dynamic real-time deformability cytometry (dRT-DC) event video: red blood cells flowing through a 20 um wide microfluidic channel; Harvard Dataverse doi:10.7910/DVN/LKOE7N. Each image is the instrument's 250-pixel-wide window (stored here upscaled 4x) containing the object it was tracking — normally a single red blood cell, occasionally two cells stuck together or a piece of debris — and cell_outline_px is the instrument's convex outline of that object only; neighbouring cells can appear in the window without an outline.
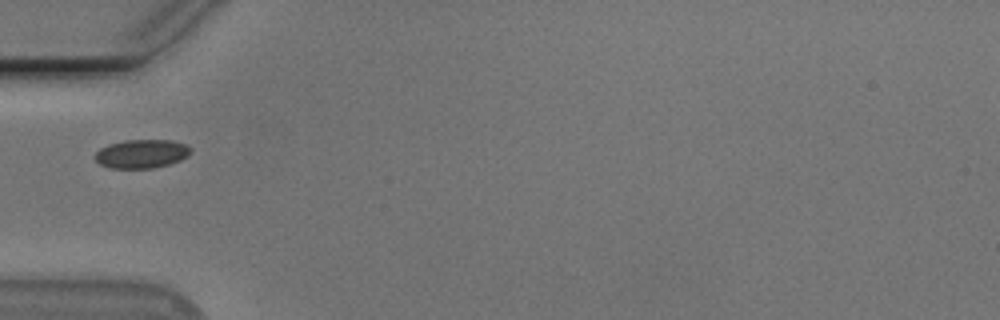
{"species": "Egyptian fruit bat (a non-hibernating species)", "species_latin": "Rousettus aegyptiacus", "temperature_condition": "cold", "stored_images_in_passage": 37, "camera_frame_rate_fps": 3000, "um_per_image_px": 0.085, "animal": {"sex": "male"}, "frame": {"image": 1, "passage_image": 1, "time_ms": 0.0, "image_size_px": [1000, 320], "cell_outline_px": [[192, 152], [188, 156], [180, 160], [168, 164], [152, 168], [108, 168], [100, 164], [92, 156], [100, 148], [108, 144], [124, 140], [172, 140], [184, 144], [192, 148]], "centroid_in_image_um": [12.02, 13.07], "position_along_channel_um": 73.0, "area_um2": 16.13}}
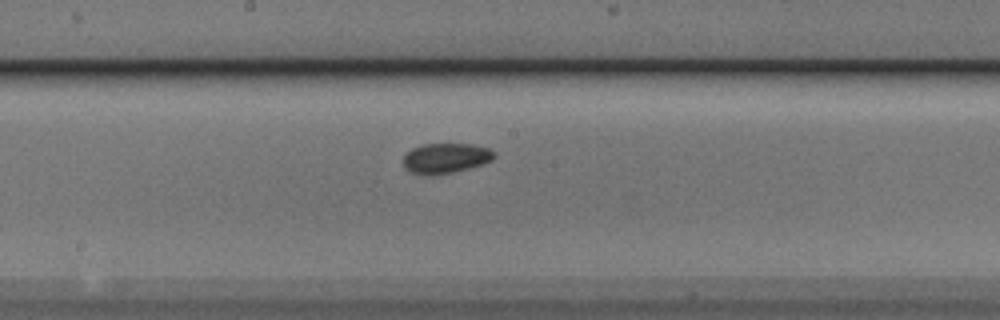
{"frame": {"image": 2, "passage_image": 12, "time_ms": 3.667, "image_size_px": [1000, 320], "cell_outline_px": [[496, 156], [492, 160], [484, 164], [436, 176], [424, 176], [412, 172], [404, 168], [404, 156], [412, 148], [420, 144], [472, 144], [488, 148], [496, 152]], "centroid_in_image_um": [37.89, 13.45], "position_along_channel_um": 210.3, "area_um2": 16.18}}
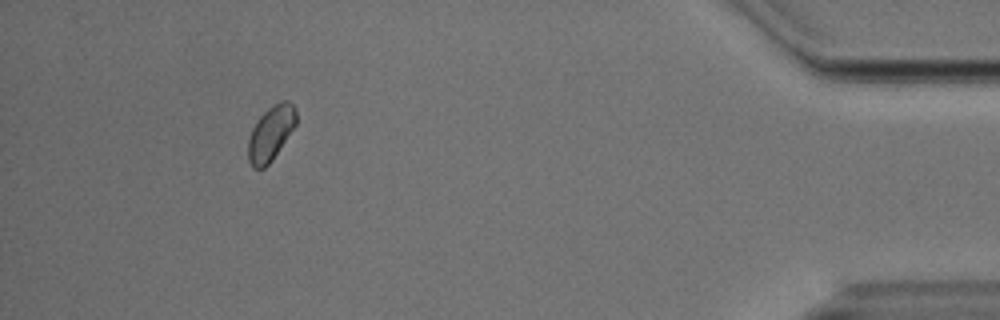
{"frame": {"image": 3, "passage_image": 33, "time_ms": 10.667, "image_size_px": [1000, 320], "cell_outline_px": [[296, 124], [272, 160], [264, 168], [252, 168], [248, 160], [248, 140], [252, 128], [260, 116], [268, 108], [280, 100], [288, 100], [292, 104], [296, 112]], "centroid_in_image_um": [23.0, 11.32], "position_along_channel_um": 412.2, "area_um2": 15.14}, "authors_computed_cell_mechanics": {"area_um2": 15.4904, "velocity_mm_per_s": 3.7394, "shape_relaxation_time_tau1_ms": null, "shape_relaxation_time_tau2_ms": 10.0421, "deformation_change_tau1": null, "deformation_change_tau2": 0.1053}}